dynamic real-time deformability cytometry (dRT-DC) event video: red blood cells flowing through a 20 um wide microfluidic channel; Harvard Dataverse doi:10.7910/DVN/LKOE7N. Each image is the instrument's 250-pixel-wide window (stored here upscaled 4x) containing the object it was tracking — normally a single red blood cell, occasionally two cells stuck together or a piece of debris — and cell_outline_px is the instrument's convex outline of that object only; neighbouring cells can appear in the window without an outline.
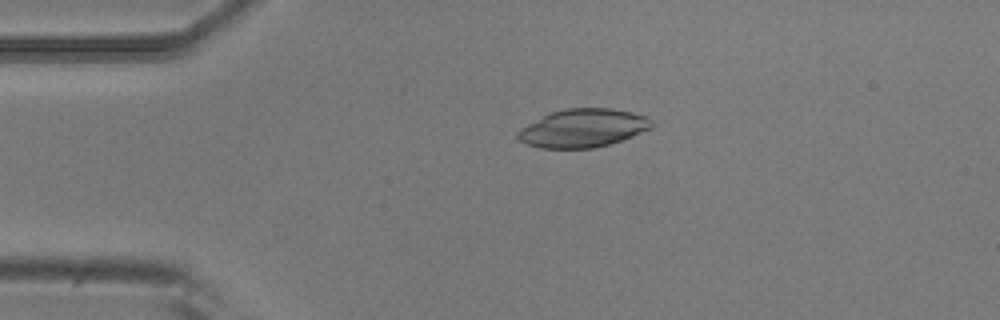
{"species": "common noctule bat (a hibernating species)", "species_latin": "Nyctalus noctula", "temperature_condition": "room temperature", "stored_images_in_passage": 4, "camera_frame_rate_fps": 3000, "um_per_image_px": 0.085, "animal": {"sex": "male", "body_mass_g": 20.5, "forearm_length_mm": 52.5}, "frame": {"image": 1, "passage_image": 3, "time_ms": 0.667, "image_size_px": [1000, 320], "cell_outline_px": [[652, 128], [632, 136], [608, 144], [592, 148], [540, 148], [528, 144], [520, 140], [516, 136], [516, 132], [520, 128], [552, 112], [564, 108], [612, 108], [632, 112], [648, 116], [652, 120]], "centroid_in_image_um": [49.57, 10.88], "position_along_channel_um": 35.4, "area_um2": 29.71}}